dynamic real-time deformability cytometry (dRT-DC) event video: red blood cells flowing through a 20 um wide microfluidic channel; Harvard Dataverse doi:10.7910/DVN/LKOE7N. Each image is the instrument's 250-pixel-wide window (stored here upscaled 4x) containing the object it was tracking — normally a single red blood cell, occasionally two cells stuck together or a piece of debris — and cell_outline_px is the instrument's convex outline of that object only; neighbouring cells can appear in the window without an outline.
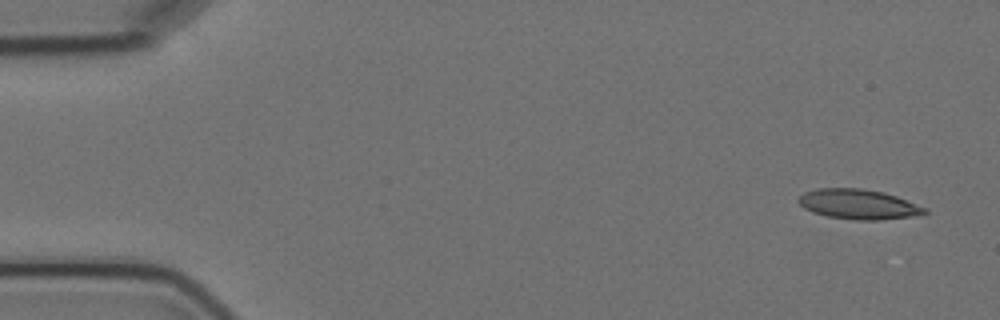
{"species": "Egyptian fruit bat (a non-hibernating species)", "species_latin": "Rousettus aegyptiacus", "temperature_condition": "cold", "stored_images_in_passage": 6, "camera_frame_rate_fps": 3000, "um_per_image_px": 0.085, "animal": {"sex": "female"}, "frame": {"image": 1, "passage_image": 1, "time_ms": 0.0, "image_size_px": [1000, 320], "cell_outline_px": [[928, 212], [912, 216], [880, 220], [856, 220], [828, 216], [812, 212], [804, 208], [796, 200], [804, 192], [816, 188], [860, 188], [884, 192], [896, 196], [928, 208]], "centroid_in_image_um": [72.96, 17.35], "position_along_channel_um": 12.0, "area_um2": 22.02}}
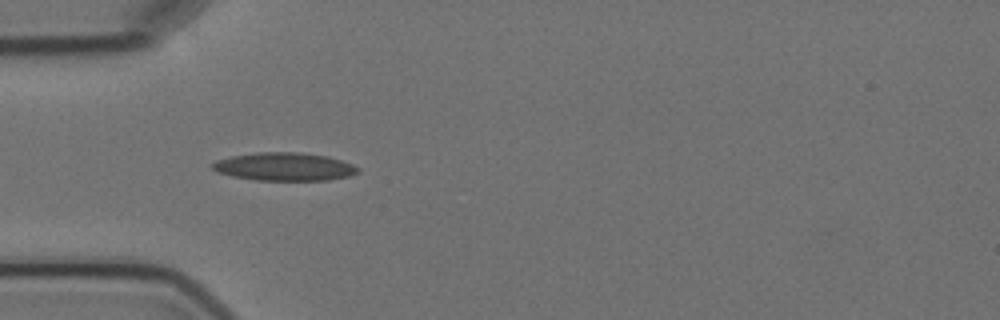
{"frame": {"image": 2, "passage_image": 5, "time_ms": 4.667, "image_size_px": [1000, 320], "cell_outline_px": [[360, 172], [348, 176], [328, 180], [256, 180], [232, 176], [216, 172], [212, 168], [212, 164], [216, 160], [232, 156], [256, 152], [300, 152], [328, 156], [352, 164], [360, 168]], "centroid_in_image_um": [24.17, 14.16], "position_along_channel_um": 60.8, "area_um2": 23.87}}
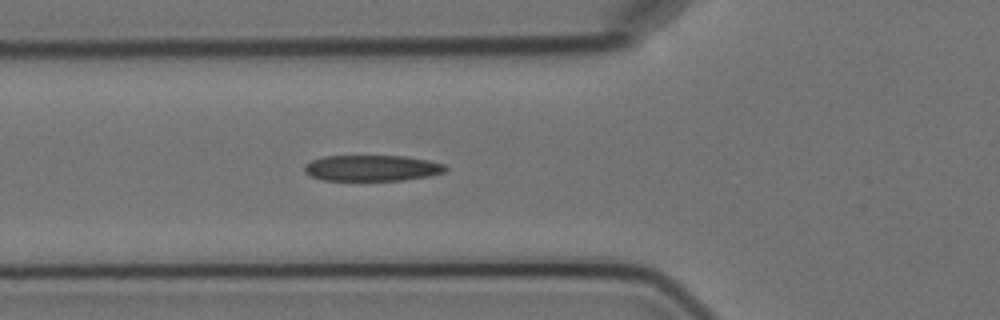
{"frame": {"image": 3, "passage_image": 6, "time_ms": 5.667, "image_size_px": [1000, 320], "cell_outline_px": [[448, 168], [444, 172], [428, 176], [404, 180], [320, 180], [304, 172], [304, 164], [312, 160], [324, 156], [404, 156], [428, 160], [444, 164]], "centroid_in_image_um": [31.6, 14.28], "position_along_channel_um": 94.2, "area_um2": 21.33}}